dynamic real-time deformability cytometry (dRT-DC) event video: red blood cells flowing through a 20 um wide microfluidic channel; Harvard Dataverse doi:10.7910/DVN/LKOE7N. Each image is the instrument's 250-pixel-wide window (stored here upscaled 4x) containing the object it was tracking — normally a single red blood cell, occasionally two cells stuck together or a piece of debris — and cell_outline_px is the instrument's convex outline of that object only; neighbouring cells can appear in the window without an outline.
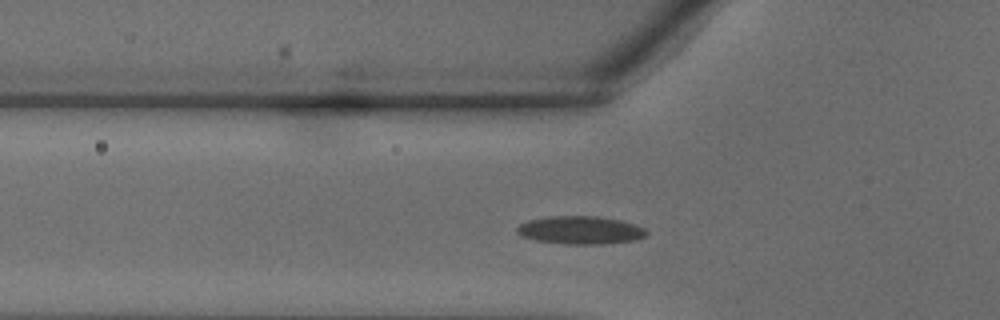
{"species": "common noctule bat (a hibernating species)", "species_latin": "Nyctalus noctula", "temperature_condition": "warm", "stored_images_in_passage": 30, "camera_frame_rate_fps": 3000, "um_per_image_px": 0.085, "animal": {"sex": "male", "body_mass_g": 18.8}, "frame": {"image": 1, "passage_image": 6, "time_ms": 1.667, "image_size_px": [1000, 320], "cell_outline_px": [[648, 232], [644, 236], [632, 240], [604, 244], [564, 244], [536, 240], [520, 236], [516, 232], [516, 228], [520, 224], [528, 220], [548, 216], [596, 216], [620, 220], [636, 224], [644, 228]], "centroid_in_image_um": [49.3, 19.56], "position_along_channel_um": 76.5, "area_um2": 21.15}}
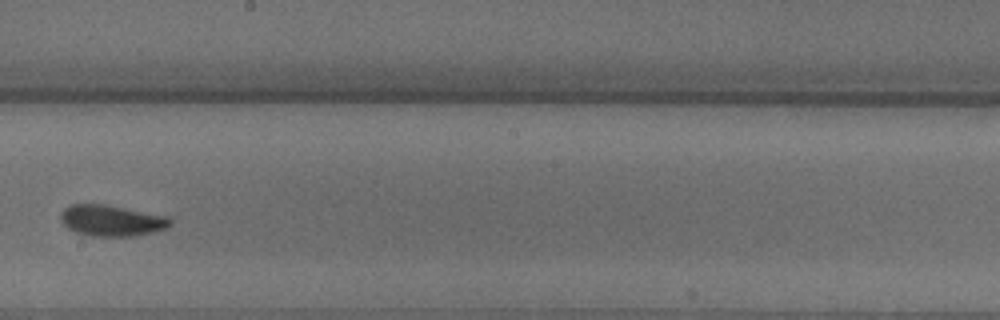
{"frame": {"image": 2, "passage_image": 15, "time_ms": 4.667, "image_size_px": [1000, 320], "cell_outline_px": [[172, 224], [168, 228], [152, 232], [132, 236], [92, 236], [76, 232], [68, 228], [60, 220], [60, 212], [64, 208], [72, 204], [104, 204], [168, 216], [172, 220]], "centroid_in_image_um": [9.49, 18.74], "position_along_channel_um": 238.7, "area_um2": 19.88}}
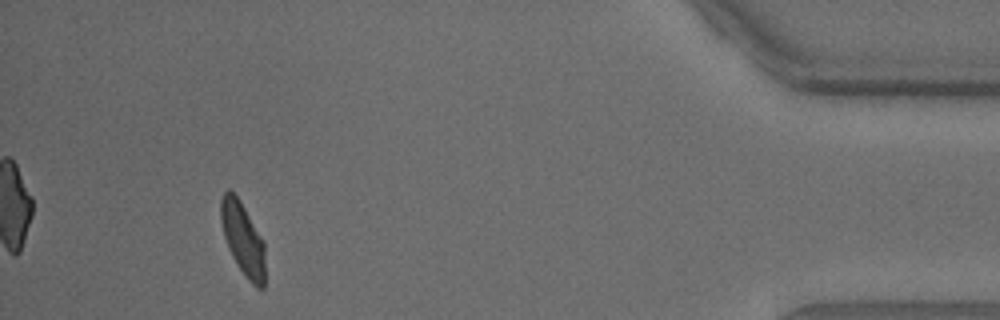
{"frame": {"image": 3, "passage_image": 28, "time_ms": 9.0, "image_size_px": [1000, 320], "cell_outline_px": [[264, 288], [256, 288], [248, 280], [236, 264], [228, 248], [224, 236], [220, 220], [220, 200], [224, 192], [228, 188], [240, 200], [264, 240]], "centroid_in_image_um": [20.63, 20.29], "position_along_channel_um": 414.6, "area_um2": 18.9}}